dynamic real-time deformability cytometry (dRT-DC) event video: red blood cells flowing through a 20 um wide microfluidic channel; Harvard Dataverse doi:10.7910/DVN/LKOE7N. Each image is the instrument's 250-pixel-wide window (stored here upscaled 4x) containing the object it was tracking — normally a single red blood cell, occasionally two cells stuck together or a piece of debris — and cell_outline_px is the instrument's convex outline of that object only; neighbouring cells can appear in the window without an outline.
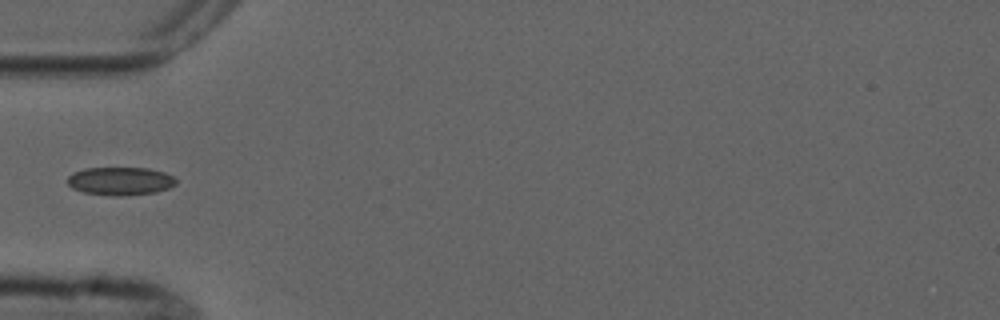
{"species": "common noctule bat (a hibernating species)", "species_latin": "Nyctalus noctula", "temperature_condition": "cold", "stored_images_in_passage": 6, "camera_frame_rate_fps": 3000, "um_per_image_px": 0.085, "animal": {"sex": "male", "forearm_length_mm": 52.5}, "frame": {"image": 1, "passage_image": 5, "time_ms": 4.667, "image_size_px": [1000, 320], "cell_outline_px": [[176, 184], [168, 188], [156, 192], [120, 196], [116, 196], [84, 192], [72, 188], [68, 184], [68, 176], [72, 172], [84, 168], [148, 168], [164, 172], [172, 176], [176, 180]], "centroid_in_image_um": [10.21, 15.38], "position_along_channel_um": 74.8, "area_um2": 17.74}}
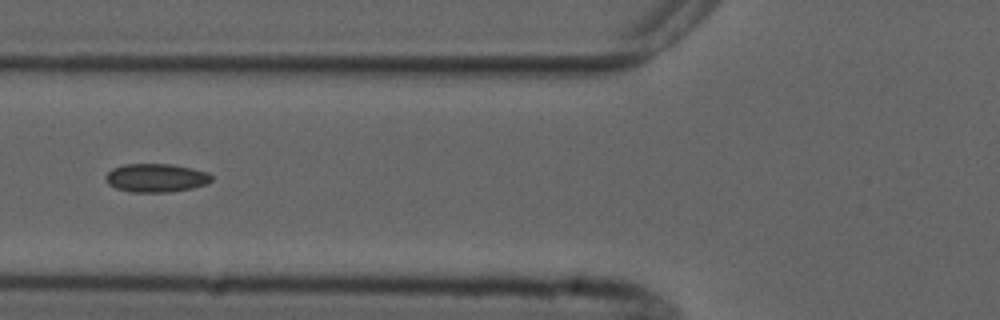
{"frame": {"image": 2, "passage_image": 6, "time_ms": 5.667, "image_size_px": [1000, 320], "cell_outline_px": [[212, 180], [204, 184], [192, 188], [168, 192], [132, 192], [116, 188], [108, 184], [104, 176], [112, 168], [124, 164], [172, 164], [192, 168], [208, 172], [212, 176]], "centroid_in_image_um": [13.24, 15.11], "position_along_channel_um": 112.6, "area_um2": 17.57}}